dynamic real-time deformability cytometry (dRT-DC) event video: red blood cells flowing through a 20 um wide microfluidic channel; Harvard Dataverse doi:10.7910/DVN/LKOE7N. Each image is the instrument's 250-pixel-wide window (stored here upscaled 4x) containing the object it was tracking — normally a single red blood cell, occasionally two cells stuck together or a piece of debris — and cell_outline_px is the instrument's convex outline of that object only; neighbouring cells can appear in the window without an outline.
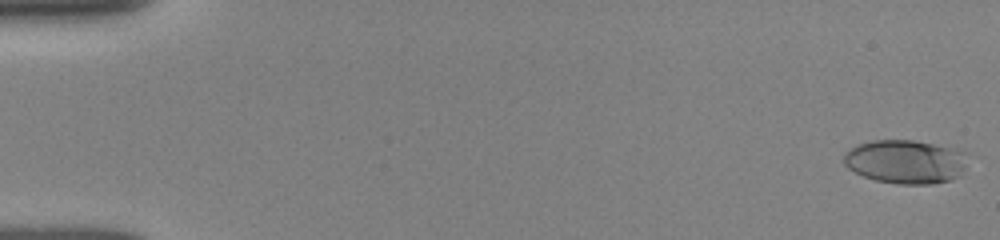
{"species": "human", "species_latin": "Homo sapiens", "temperature_condition": "room temperature", "stored_images_in_passage": 52, "camera_frame_rate_fps": 3000, "um_per_image_px": 0.085, "donor": {"sex": "female"}, "frame": {"image": 1, "passage_image": 1, "time_ms": 0.0, "image_size_px": [1000, 240], "cell_outline_px": [[968, 152], [964, 168], [960, 176], [952, 180], [932, 184], [896, 184], [876, 180], [864, 176], [848, 168], [844, 164], [844, 152], [856, 144], [872, 140], [912, 140], [956, 148]], "centroid_in_image_um": [76.99, 13.74], "position_along_channel_um": 8.0, "area_um2": 31.96}}
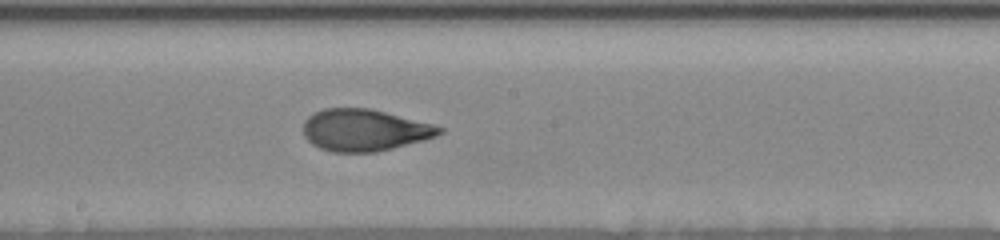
{"frame": {"image": 2, "passage_image": 29, "time_ms": 9.333, "image_size_px": [1000, 240], "cell_outline_px": [[444, 132], [436, 136], [424, 140], [376, 152], [332, 152], [320, 148], [312, 144], [304, 136], [304, 120], [308, 116], [324, 108], [372, 108], [432, 124], [444, 128]], "centroid_in_image_um": [30.98, 11.05], "position_along_channel_um": 217.2, "area_um2": 33.18}}
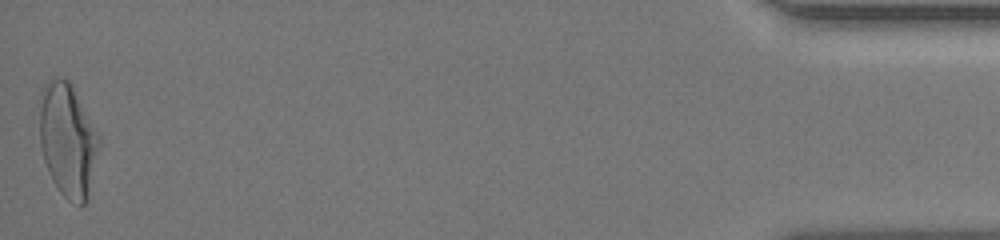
{"frame": {"image": 3, "passage_image": 52, "time_ms": 17.0, "image_size_px": [1000, 240], "cell_outline_px": [[100, 144], [88, 196], [84, 204], [80, 208], [72, 204], [60, 192], [52, 180], [48, 172], [44, 160], [40, 144], [40, 92], [44, 84], [52, 76], [56, 76], [68, 80], [100, 136]], "centroid_in_image_um": [5.75, 11.92], "position_along_channel_um": 429.5, "area_um2": 39.48}, "authors_computed_cell_mechanics": {"area_um2": 33.0905, "velocity_mm_per_s": 3.8912, "shape_relaxation_time_tau1_ms": 3.8905, "shape_relaxation_time_tau2_ms": 0.9549, "deformation_change_tau1": 0.1753, "deformation_change_tau2": 0.0734}}